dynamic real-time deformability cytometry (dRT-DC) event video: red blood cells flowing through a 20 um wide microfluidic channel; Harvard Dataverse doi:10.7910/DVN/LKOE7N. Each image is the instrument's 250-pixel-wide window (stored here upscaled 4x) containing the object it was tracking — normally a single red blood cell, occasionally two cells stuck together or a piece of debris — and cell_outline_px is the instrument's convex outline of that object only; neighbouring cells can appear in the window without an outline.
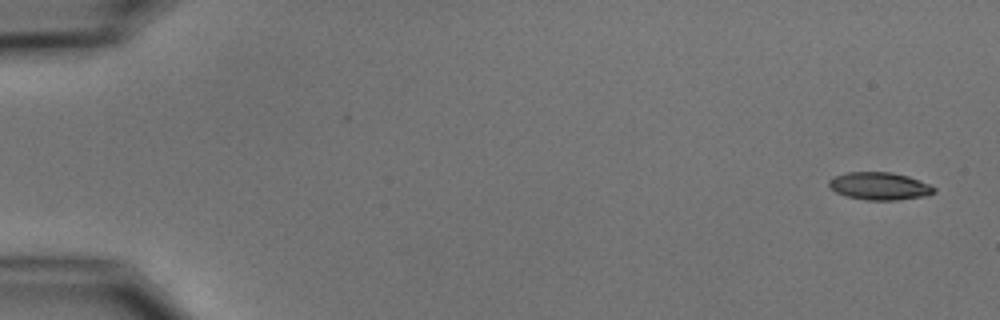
{"species": "common noctule bat (a hibernating species)", "species_latin": "Nyctalus noctula", "temperature_condition": "cold", "stored_images_in_passage": 6, "camera_frame_rate_fps": 3000, "um_per_image_px": 0.085, "animal": {"sex": "male", "body_mass_g": 15.6}, "frame": {"image": 1, "passage_image": 1, "time_ms": 0.0, "image_size_px": [1000, 320], "cell_outline_px": [[936, 192], [924, 196], [896, 200], [864, 200], [848, 196], [836, 192], [828, 184], [828, 180], [836, 176], [848, 172], [892, 172], [908, 176], [928, 184], [936, 188]], "centroid_in_image_um": [74.77, 15.81], "position_along_channel_um": 10.2, "area_um2": 16.76}}
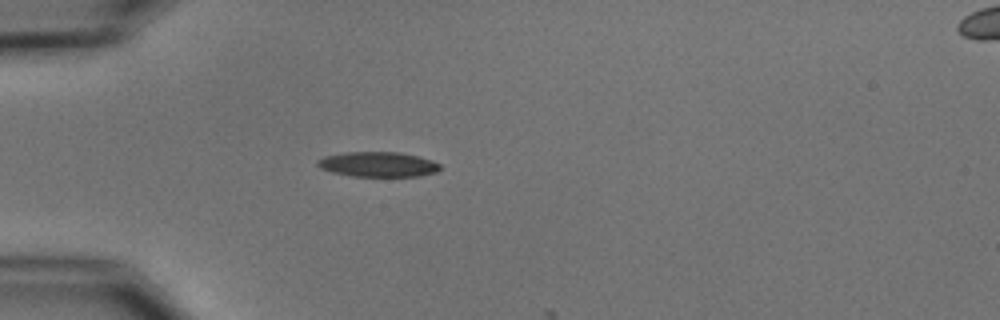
{"frame": {"image": 2, "passage_image": 5, "time_ms": 4.667, "image_size_px": [1000, 320], "cell_outline_px": [[440, 168], [436, 172], [420, 176], [352, 176], [332, 172], [320, 168], [316, 164], [316, 160], [324, 156], [344, 152], [400, 152], [420, 156], [432, 160], [440, 164]], "centroid_in_image_um": [32.12, 13.96], "position_along_channel_um": 52.9, "area_um2": 17.98}}